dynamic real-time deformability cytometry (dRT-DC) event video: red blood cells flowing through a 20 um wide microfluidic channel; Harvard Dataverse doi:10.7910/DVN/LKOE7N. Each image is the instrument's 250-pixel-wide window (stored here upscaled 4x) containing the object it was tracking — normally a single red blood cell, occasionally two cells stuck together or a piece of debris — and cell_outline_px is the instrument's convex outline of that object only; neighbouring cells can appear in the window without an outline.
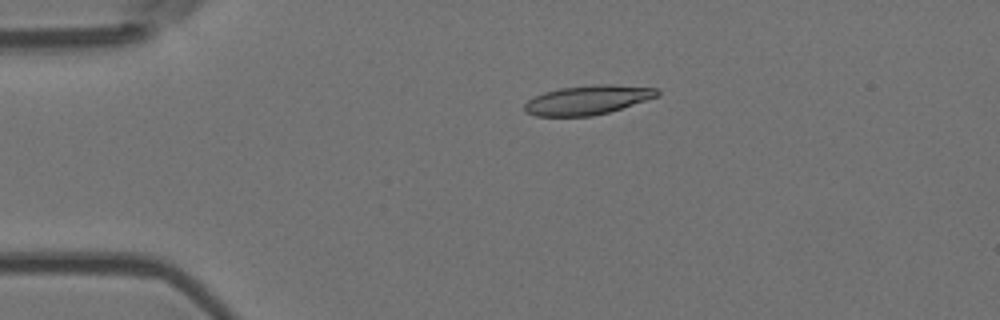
{"species": "Egyptian fruit bat (a non-hibernating species)", "species_latin": "Rousettus aegyptiacus", "temperature_condition": "room temperature", "stored_images_in_passage": 5, "camera_frame_rate_fps": 3000, "um_per_image_px": 0.085, "animal": {"sex": "female"}, "frame": {"image": 1, "passage_image": 3, "time_ms": 0.667, "image_size_px": [1000, 320], "cell_outline_px": [[660, 92], [656, 96], [608, 112], [592, 116], [536, 116], [524, 112], [524, 104], [528, 100], [544, 92], [560, 88], [592, 84], [612, 84], [656, 88]], "centroid_in_image_um": [49.89, 8.49], "position_along_channel_um": 35.1, "area_um2": 22.37}}
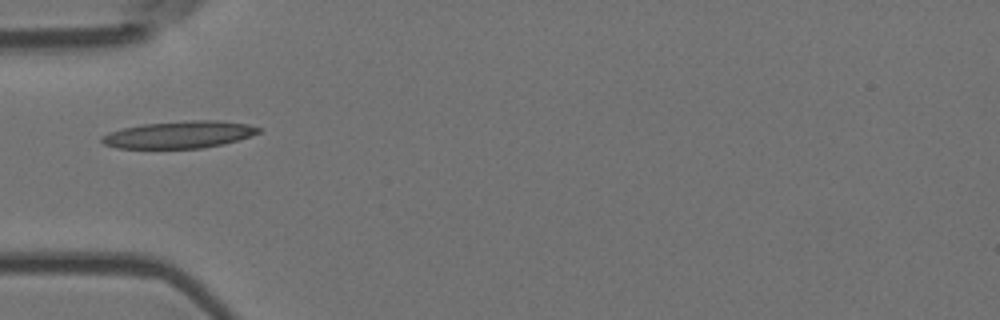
{"frame": {"image": 2, "passage_image": 5, "time_ms": 1.333, "image_size_px": [1000, 320], "cell_outline_px": [[260, 132], [224, 144], [204, 148], [116, 148], [104, 144], [100, 140], [100, 136], [108, 132], [140, 124], [184, 120], [216, 120], [248, 124], [260, 128]], "centroid_in_image_um": [15.18, 11.44], "position_along_channel_um": 69.8, "area_um2": 24.85}}